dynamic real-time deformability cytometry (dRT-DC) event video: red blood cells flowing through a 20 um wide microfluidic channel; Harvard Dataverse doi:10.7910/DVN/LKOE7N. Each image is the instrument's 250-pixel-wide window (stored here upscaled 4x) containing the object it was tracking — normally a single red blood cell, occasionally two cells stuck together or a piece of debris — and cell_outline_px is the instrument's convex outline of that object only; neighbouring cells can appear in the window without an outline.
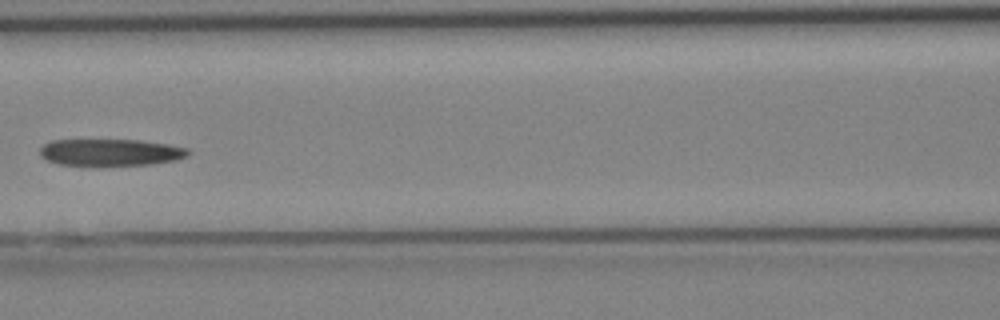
{"species": "Egyptian fruit bat (a non-hibernating species)", "species_latin": "Rousettus aegyptiacus", "temperature_condition": "cold", "stored_images_in_passage": 23, "camera_frame_rate_fps": 3000, "um_per_image_px": 0.085, "animal": {"sex": "female"}, "frame": {"image": 1, "passage_image": 4, "time_ms": 1.0, "image_size_px": [1000, 320], "cell_outline_px": [[192, 152], [188, 156], [176, 160], [152, 164], [60, 164], [48, 160], [40, 156], [40, 148], [44, 144], [52, 140], [140, 140], [168, 144], [188, 148]], "centroid_in_image_um": [9.45, 12.93], "position_along_channel_um": 157.2, "area_um2": 22.83}}
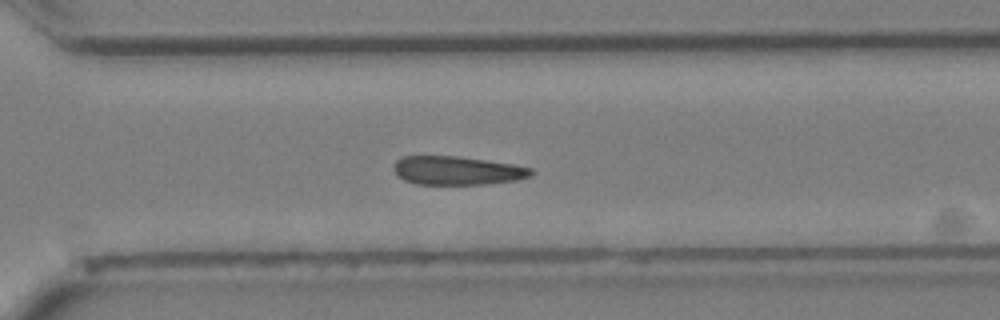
{"frame": {"image": 2, "passage_image": 13, "time_ms": 4.0, "image_size_px": [1000, 320], "cell_outline_px": [[532, 176], [516, 180], [488, 184], [416, 184], [404, 180], [396, 176], [392, 168], [396, 160], [400, 156], [460, 156], [512, 164], [532, 168]], "centroid_in_image_um": [38.81, 14.49], "position_along_channel_um": 331.8, "area_um2": 23.12}}
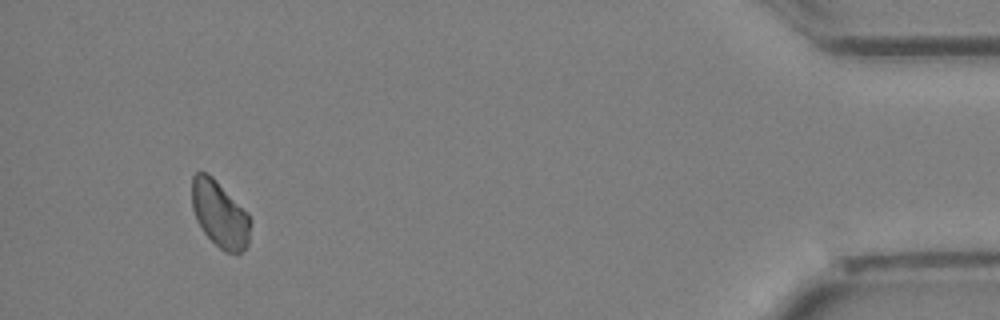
{"frame": {"image": 3, "passage_image": 21, "time_ms": 6.667, "image_size_px": [1000, 320], "cell_outline_px": [[248, 244], [240, 252], [224, 252], [204, 232], [196, 220], [192, 208], [192, 176], [196, 172], [204, 172], [212, 176], [248, 212]], "centroid_in_image_um": [18.64, 18.17], "position_along_channel_um": 416.6, "area_um2": 22.2}}